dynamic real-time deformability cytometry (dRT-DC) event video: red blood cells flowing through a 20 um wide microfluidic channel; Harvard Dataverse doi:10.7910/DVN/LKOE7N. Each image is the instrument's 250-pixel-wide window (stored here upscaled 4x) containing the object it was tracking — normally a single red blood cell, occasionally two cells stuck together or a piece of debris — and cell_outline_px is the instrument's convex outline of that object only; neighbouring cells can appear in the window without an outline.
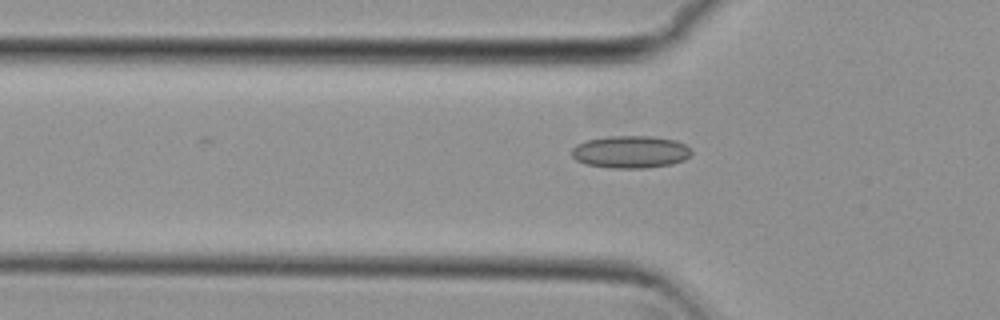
{"species": "common noctule bat (a hibernating species)", "species_latin": "Nyctalus noctula", "temperature_condition": "cold", "stored_images_in_passage": 25, "camera_frame_rate_fps": 3000, "um_per_image_px": 0.085, "animal": {"sex": "female", "body_mass_g": 29.2, "forearm_length_mm": 56.3}, "frame": {"image": 1, "passage_image": 3, "time_ms": 0.667, "image_size_px": [1000, 320], "cell_outline_px": [[692, 152], [684, 160], [672, 164], [644, 168], [608, 168], [584, 164], [576, 160], [572, 156], [572, 148], [576, 144], [588, 140], [608, 136], [652, 136], [676, 140], [684, 144]], "centroid_in_image_um": [53.56, 12.91], "position_along_channel_um": 72.2, "area_um2": 22.66}}
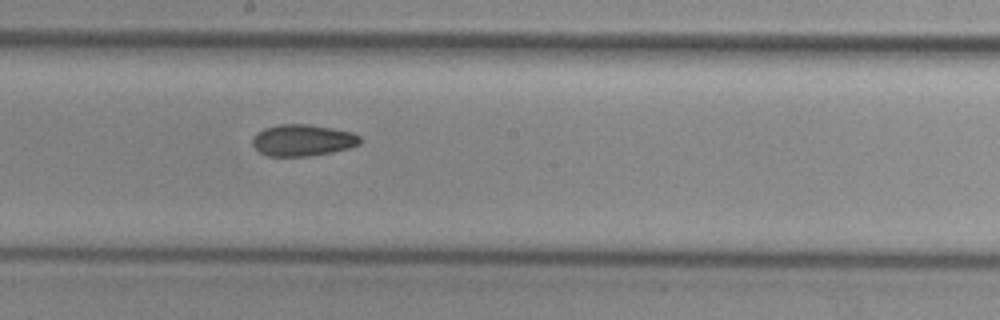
{"frame": {"image": 2, "passage_image": 15, "time_ms": 4.667, "image_size_px": [1000, 320], "cell_outline_px": [[360, 144], [348, 148], [332, 152], [308, 156], [268, 156], [260, 152], [252, 144], [252, 136], [256, 132], [264, 128], [280, 124], [308, 124], [332, 128], [352, 132], [360, 136]], "centroid_in_image_um": [25.7, 11.91], "position_along_channel_um": 222.5, "area_um2": 19.83}}
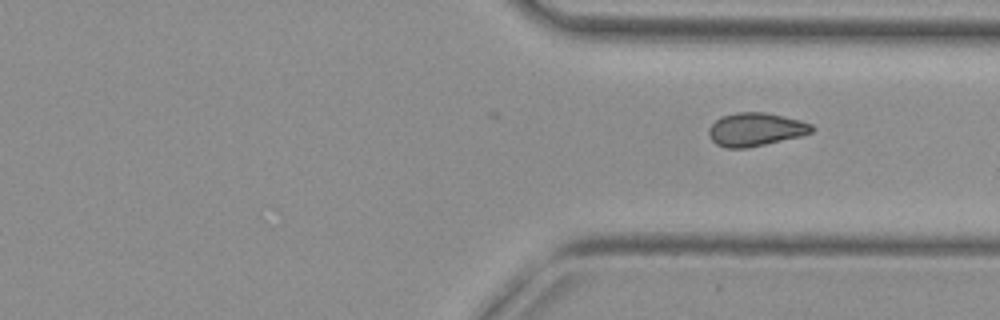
{"frame": {"image": 3, "passage_image": 25, "time_ms": 8.0, "image_size_px": [1000, 320], "cell_outline_px": [[816, 128], [812, 132], [800, 136], [748, 148], [724, 148], [716, 144], [708, 136], [708, 128], [720, 116], [736, 112], [764, 112], [800, 120], [812, 124]], "centroid_in_image_um": [64.2, 11.0], "position_along_channel_um": 347.2, "area_um2": 20.11}}